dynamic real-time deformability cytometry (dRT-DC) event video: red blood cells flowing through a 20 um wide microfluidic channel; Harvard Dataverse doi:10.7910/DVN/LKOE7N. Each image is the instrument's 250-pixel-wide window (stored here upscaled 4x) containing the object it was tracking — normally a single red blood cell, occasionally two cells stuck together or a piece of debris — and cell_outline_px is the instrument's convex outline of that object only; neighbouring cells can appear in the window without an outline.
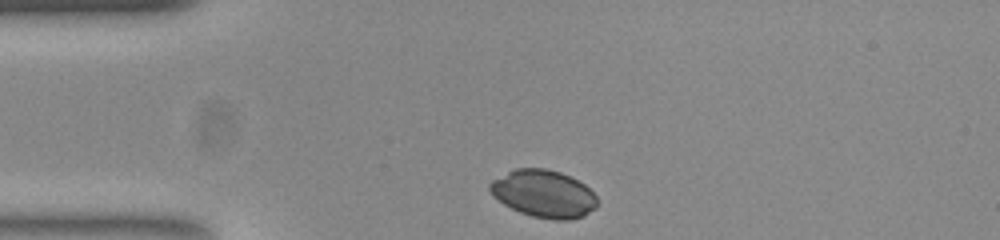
{"species": "common noctule bat (a hibernating species)", "species_latin": "Nyctalus noctula", "temperature_condition": "room temperature", "stored_images_in_passage": 33, "camera_frame_rate_fps": 3000, "um_per_image_px": 0.085, "animal": {"sex": "female", "body_mass_g": 23.0, "forearm_length_mm": 53.4}, "frame": {"image": 1, "passage_image": 1, "time_ms": 0.0, "image_size_px": [1000, 240], "cell_outline_px": [[596, 208], [584, 216], [568, 220], [552, 220], [532, 216], [520, 212], [504, 204], [492, 196], [488, 188], [488, 184], [492, 180], [516, 168], [544, 168], [560, 172], [584, 184], [596, 196]], "centroid_in_image_um": [46.19, 16.48], "position_along_channel_um": 38.8, "area_um2": 29.59}}
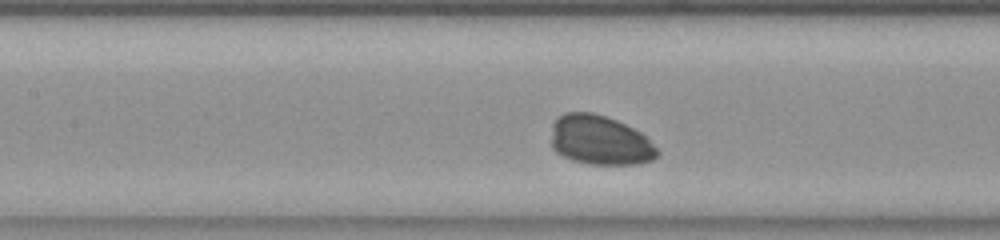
{"frame": {"image": 2, "passage_image": 13, "time_ms": 4.0, "image_size_px": [1000, 240], "cell_outline_px": [[660, 156], [652, 160], [640, 164], [588, 164], [572, 160], [556, 152], [552, 148], [552, 124], [564, 112], [592, 112], [616, 120], [640, 132], [660, 152]], "centroid_in_image_um": [50.99, 11.93], "position_along_channel_um": 156.4, "area_um2": 30.52}}
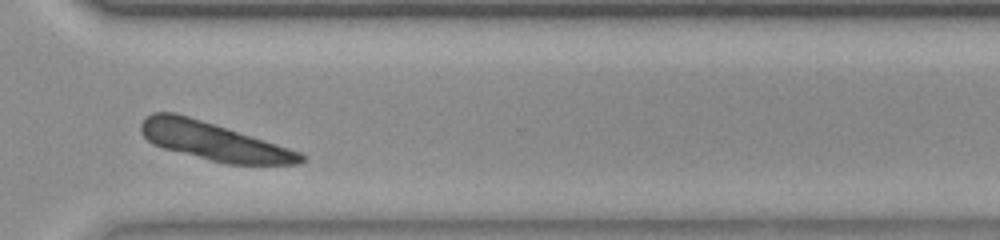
{"frame": {"image": 3, "passage_image": 29, "time_ms": 9.333, "image_size_px": [1000, 240], "cell_outline_px": [[304, 160], [300, 164], [224, 164], [208, 160], [164, 148], [152, 144], [140, 132], [140, 124], [144, 116], [152, 112], [176, 112], [264, 140], [300, 152], [304, 156]], "centroid_in_image_um": [18.08, 12.0], "position_along_channel_um": 352.5, "area_um2": 35.03}}